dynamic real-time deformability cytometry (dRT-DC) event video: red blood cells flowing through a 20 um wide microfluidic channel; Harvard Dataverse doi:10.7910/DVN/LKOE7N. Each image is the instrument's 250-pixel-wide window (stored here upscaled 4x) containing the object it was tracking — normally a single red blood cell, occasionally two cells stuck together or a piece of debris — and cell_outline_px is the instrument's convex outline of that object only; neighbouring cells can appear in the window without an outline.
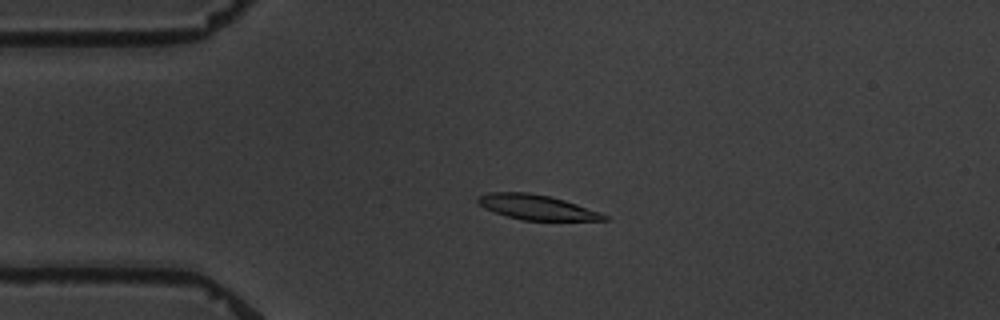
{"species": "common noctule bat (a hibernating species)", "species_latin": "Nyctalus noctula", "temperature_condition": "warm", "stored_images_in_passage": 6, "camera_frame_rate_fps": 3000, "um_per_image_px": 0.085, "animal": {"sex": "male", "body_mass_g": 19.5, "forearm_length_mm": 54.6}, "frame": {"image": 1, "passage_image": 4, "time_ms": 3.667, "image_size_px": [1000, 320], "cell_outline_px": [[608, 220], [524, 220], [508, 216], [484, 208], [476, 200], [476, 196], [488, 192], [528, 192], [548, 196], [564, 200], [600, 212], [608, 216]], "centroid_in_image_um": [45.59, 17.6], "position_along_channel_um": 39.4, "area_um2": 18.09}}